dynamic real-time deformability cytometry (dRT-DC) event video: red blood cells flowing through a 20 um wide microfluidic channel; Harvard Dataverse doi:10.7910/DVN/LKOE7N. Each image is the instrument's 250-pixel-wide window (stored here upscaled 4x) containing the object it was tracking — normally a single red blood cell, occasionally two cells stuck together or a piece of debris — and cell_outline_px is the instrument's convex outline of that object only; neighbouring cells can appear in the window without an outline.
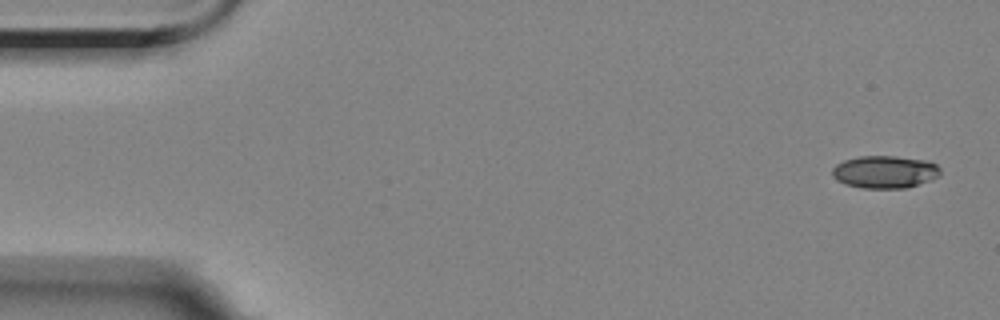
{"species": "Egyptian fruit bat (a non-hibernating species)", "species_latin": "Rousettus aegyptiacus", "temperature_condition": "room temperature", "stored_images_in_passage": 3, "camera_frame_rate_fps": 3000, "um_per_image_px": 0.085, "animal": {"sex": "female"}, "frame": {"image": 1, "passage_image": 1, "time_ms": 0.0, "image_size_px": [1000, 320], "cell_outline_px": [[940, 176], [908, 188], [864, 188], [844, 184], [836, 180], [832, 176], [832, 168], [836, 164], [844, 160], [860, 156], [896, 156], [928, 160], [936, 164], [940, 168]], "centroid_in_image_um": [75.21, 14.61], "position_along_channel_um": 9.8, "area_um2": 20.69}}